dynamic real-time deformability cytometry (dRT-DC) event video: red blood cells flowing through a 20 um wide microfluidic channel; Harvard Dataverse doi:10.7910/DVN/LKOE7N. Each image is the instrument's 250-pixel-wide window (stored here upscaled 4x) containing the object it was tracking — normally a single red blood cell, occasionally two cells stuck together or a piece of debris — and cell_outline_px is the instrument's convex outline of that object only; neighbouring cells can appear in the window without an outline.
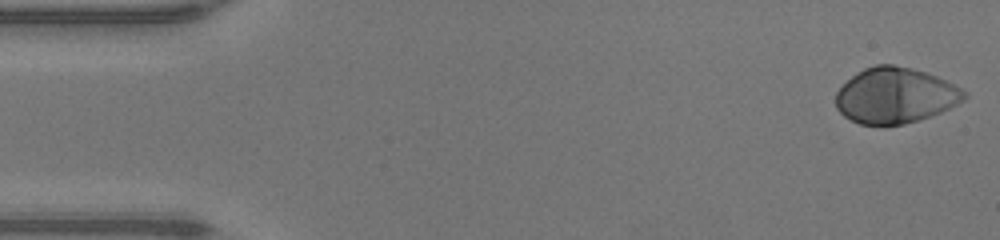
{"species": "human", "species_latin": "Homo sapiens", "temperature_condition": "warm", "stored_images_in_passage": 4, "camera_frame_rate_fps": 3000, "um_per_image_px": 0.085, "donor": {"sex": "male"}, "frame": {"image": 1, "passage_image": 1, "time_ms": 0.0, "image_size_px": [1000, 240], "cell_outline_px": [[968, 96], [964, 100], [940, 112], [904, 124], [860, 124], [844, 116], [836, 108], [836, 92], [856, 72], [864, 68], [876, 64], [892, 64], [912, 68], [936, 76], [968, 92]], "centroid_in_image_um": [76.08, 8.1], "position_along_channel_um": 8.9, "area_um2": 41.21}}